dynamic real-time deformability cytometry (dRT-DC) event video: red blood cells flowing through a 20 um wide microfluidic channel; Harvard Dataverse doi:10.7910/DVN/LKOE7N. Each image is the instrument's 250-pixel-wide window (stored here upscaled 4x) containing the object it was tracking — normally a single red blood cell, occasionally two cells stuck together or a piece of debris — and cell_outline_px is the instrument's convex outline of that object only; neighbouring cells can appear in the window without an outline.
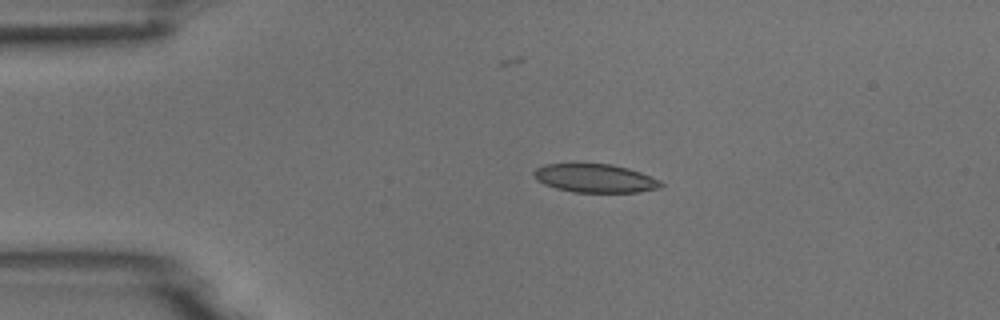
{"species": "common noctule bat (a hibernating species)", "species_latin": "Nyctalus noctula", "temperature_condition": "room temperature", "stored_images_in_passage": 3, "camera_frame_rate_fps": 3000, "um_per_image_px": 0.085, "animal": {"sex": "male", "body_mass_g": 18.8}, "frame": {"image": 1, "passage_image": 2, "time_ms": 2.333, "image_size_px": [1000, 320], "cell_outline_px": [[664, 184], [660, 188], [636, 192], [572, 192], [556, 188], [544, 184], [536, 180], [532, 172], [536, 168], [544, 164], [612, 164], [628, 168], [640, 172], [660, 180]], "centroid_in_image_um": [50.57, 15.15], "position_along_channel_um": 34.4, "area_um2": 21.1}}